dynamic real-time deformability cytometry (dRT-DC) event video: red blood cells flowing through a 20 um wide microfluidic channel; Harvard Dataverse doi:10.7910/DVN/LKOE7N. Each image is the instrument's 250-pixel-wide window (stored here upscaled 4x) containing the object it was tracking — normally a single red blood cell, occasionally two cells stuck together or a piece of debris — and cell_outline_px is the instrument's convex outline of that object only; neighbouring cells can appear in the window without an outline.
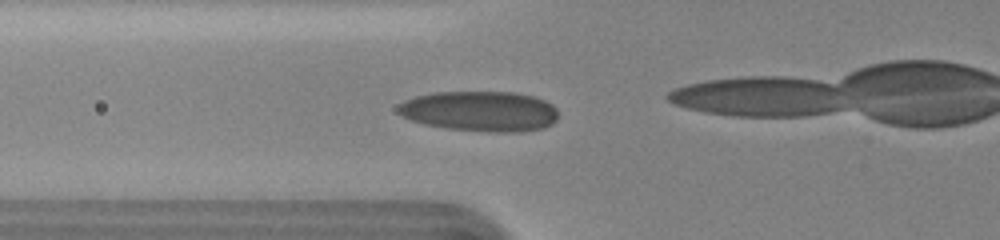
{"species": "human", "species_latin": "Homo sapiens", "temperature_condition": "cold", "stored_images_in_passage": 39, "camera_frame_rate_fps": 3000, "um_per_image_px": 0.085, "donor": {"sex": "female"}, "frame": {"image": 1, "passage_image": 12, "time_ms": 3.667, "image_size_px": [1000, 240], "cell_outline_px": [[556, 120], [552, 124], [544, 128], [520, 132], [488, 132], [448, 128], [424, 124], [412, 120], [396, 112], [396, 108], [404, 100], [416, 96], [436, 92], [516, 92], [532, 96], [544, 100], [552, 104], [556, 108]], "centroid_in_image_um": [40.81, 9.45], "position_along_channel_um": 85.0, "area_um2": 37.69}}